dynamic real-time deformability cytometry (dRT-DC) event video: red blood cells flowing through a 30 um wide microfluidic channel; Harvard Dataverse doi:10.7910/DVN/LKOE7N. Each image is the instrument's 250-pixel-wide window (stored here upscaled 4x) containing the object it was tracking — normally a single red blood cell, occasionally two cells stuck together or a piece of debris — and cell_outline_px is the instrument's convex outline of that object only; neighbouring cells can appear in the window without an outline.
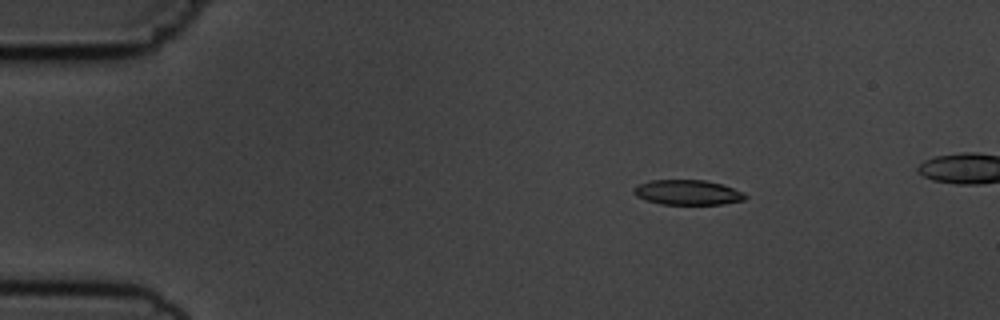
{"species": "common noctule bat (a hibernating species)", "species_latin": "Nyctalus noctula", "temperature_condition": "cold", "stored_images_in_passage": 4, "camera_frame_rate_fps": 3000, "um_per_image_px": 0.085, "animal": {"sex": "male", "body_mass_g": 19.5, "forearm_length_mm": 54.6}, "frame": {"image": 1, "passage_image": 1, "time_ms": 0.0, "image_size_px": [1000, 320], "cell_outline_px": [[748, 196], [744, 200], [724, 204], [660, 204], [636, 196], [632, 192], [632, 188], [640, 184], [652, 180], [704, 180], [720, 184], [744, 192]], "centroid_in_image_um": [58.45, 16.36], "position_along_channel_um": 26.5, "area_um2": 16.13}}
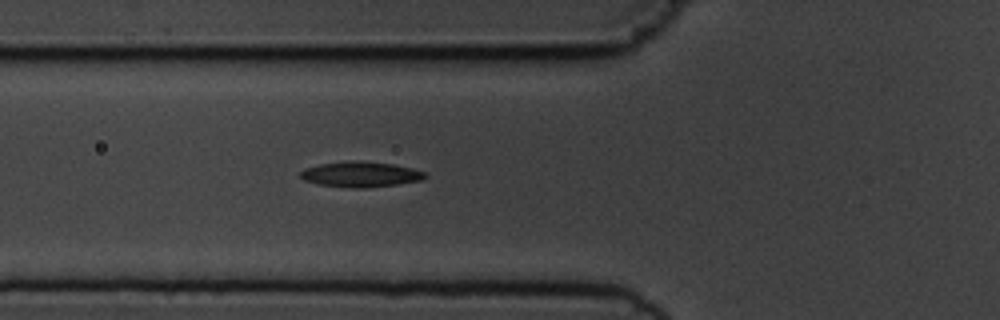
{"frame": {"image": 2, "passage_image": 4, "time_ms": 3.667, "image_size_px": [1000, 320], "cell_outline_px": [[428, 176], [424, 180], [396, 184], [364, 188], [352, 188], [320, 184], [304, 180], [300, 176], [300, 172], [304, 168], [320, 164], [360, 160], [392, 164], [412, 168], [424, 172]], "centroid_in_image_um": [30.67, 14.82], "position_along_channel_um": 95.1, "area_um2": 18.32}}